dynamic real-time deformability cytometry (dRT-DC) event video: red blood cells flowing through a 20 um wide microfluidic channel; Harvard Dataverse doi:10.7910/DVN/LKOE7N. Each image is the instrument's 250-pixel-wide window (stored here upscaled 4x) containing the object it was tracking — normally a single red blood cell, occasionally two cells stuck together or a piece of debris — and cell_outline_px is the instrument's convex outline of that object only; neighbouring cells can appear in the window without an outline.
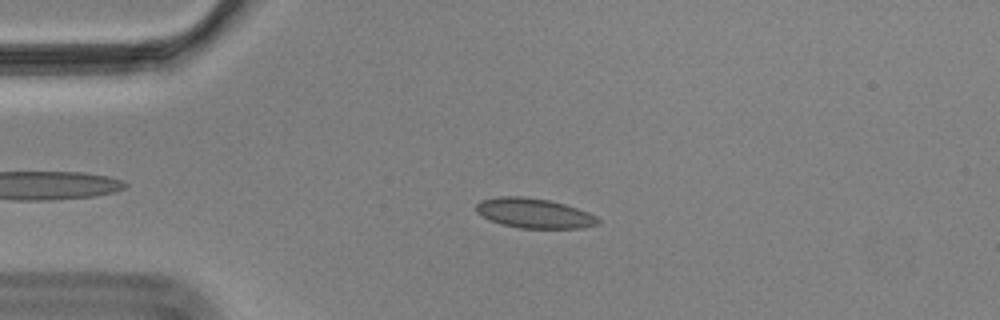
{"species": "Egyptian fruit bat (a non-hibernating species)", "species_latin": "Rousettus aegyptiacus", "temperature_condition": "cold", "stored_images_in_passage": 56, "camera_frame_rate_fps": 3000, "um_per_image_px": 0.085, "animal": {"sex": "male"}, "frame": {"image": 1, "passage_image": 12, "time_ms": 3.667, "image_size_px": [1000, 320], "cell_outline_px": [[600, 224], [584, 228], [520, 228], [504, 224], [492, 220], [476, 212], [476, 204], [480, 200], [496, 196], [524, 196], [548, 200], [564, 204], [588, 212], [596, 216], [600, 220]], "centroid_in_image_um": [45.42, 18.11], "position_along_channel_um": 39.6, "area_um2": 21.1}}
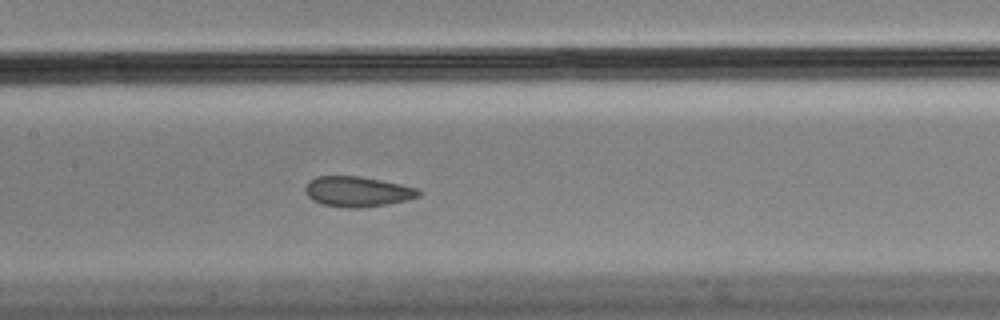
{"frame": {"image": 2, "passage_image": 26, "time_ms": 8.333, "image_size_px": [1000, 320], "cell_outline_px": [[424, 192], [420, 196], [388, 204], [360, 208], [348, 208], [324, 204], [312, 200], [304, 192], [304, 188], [308, 180], [316, 176], [360, 176], [420, 188]], "centroid_in_image_um": [30.39, 16.28], "position_along_channel_um": 177.0, "area_um2": 20.17}}
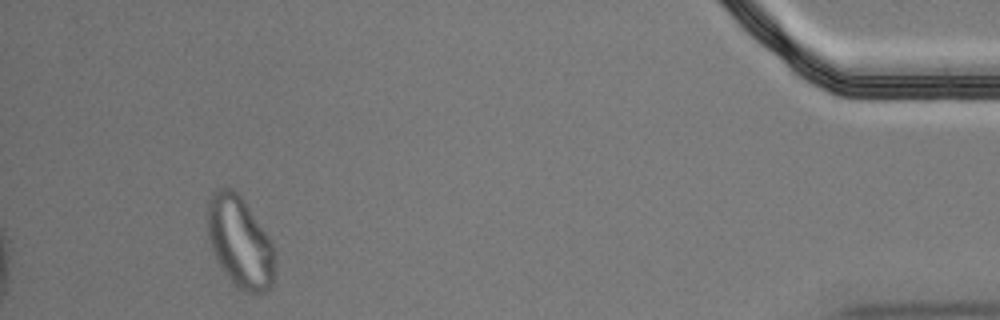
{"frame": {"image": 3, "passage_image": 52, "time_ms": 17.0, "image_size_px": [1000, 320], "cell_outline_px": [[272, 284], [264, 292], [256, 296], [244, 292], [228, 276], [220, 264], [212, 248], [208, 236], [208, 204], [212, 192], [224, 184], [232, 188], [244, 200], [272, 244]], "centroid_in_image_um": [20.36, 20.54], "position_along_channel_um": 414.8, "area_um2": 34.85}}